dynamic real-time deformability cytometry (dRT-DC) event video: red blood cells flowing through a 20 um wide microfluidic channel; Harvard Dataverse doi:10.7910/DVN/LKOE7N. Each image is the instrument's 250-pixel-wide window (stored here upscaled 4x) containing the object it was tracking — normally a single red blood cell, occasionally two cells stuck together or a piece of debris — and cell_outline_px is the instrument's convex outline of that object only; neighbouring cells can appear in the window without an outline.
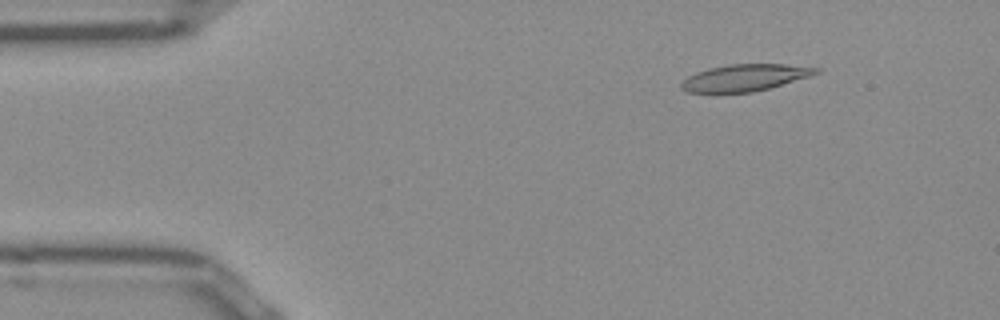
{"species": "Egyptian fruit bat (a non-hibernating species)", "species_latin": "Rousettus aegyptiacus", "temperature_condition": "room temperature", "stored_images_in_passage": 51, "camera_frame_rate_fps": 3000, "um_per_image_px": 0.085, "frame": {"image": 1, "passage_image": 6, "time_ms": 1.667, "image_size_px": [1000, 320], "cell_outline_px": [[820, 72], [808, 76], [768, 88], [752, 92], [688, 92], [680, 88], [680, 84], [688, 76], [696, 72], [708, 68], [728, 64], [784, 64], [820, 68]], "centroid_in_image_um": [63.27, 6.59], "position_along_channel_um": 21.7, "area_um2": 20.69}}
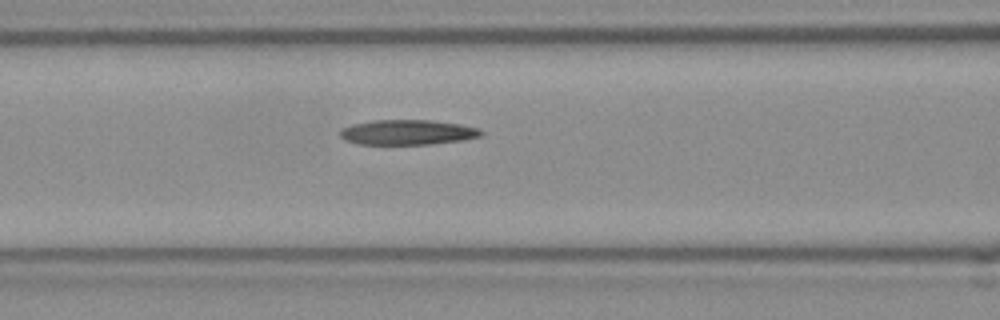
{"frame": {"image": 2, "passage_image": 20, "time_ms": 6.333, "image_size_px": [1000, 320], "cell_outline_px": [[484, 132], [480, 136], [460, 140], [428, 144], [360, 144], [344, 140], [340, 136], [340, 128], [352, 124], [372, 120], [432, 120], [460, 124], [480, 128]], "centroid_in_image_um": [34.61, 11.23], "position_along_channel_um": 132.0, "area_um2": 20.58}}
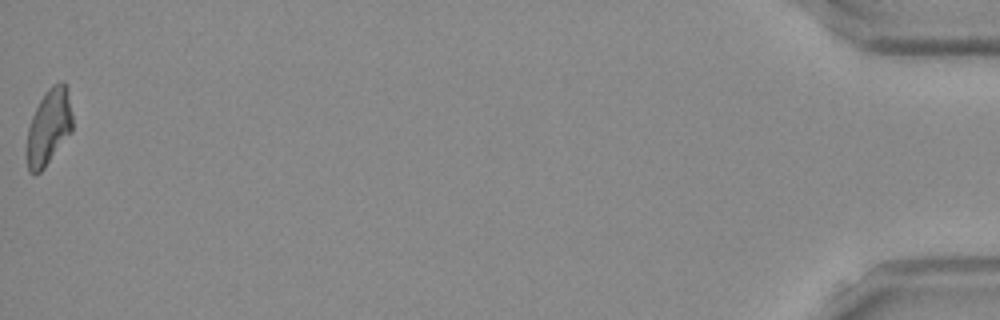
{"frame": {"image": 3, "passage_image": 51, "time_ms": 16.667, "image_size_px": [1000, 320], "cell_outline_px": [[72, 132], [44, 168], [36, 176], [28, 172], [28, 128], [32, 116], [40, 100], [48, 88], [52, 84], [60, 80], [64, 80], [68, 84], [72, 116]], "centroid_in_image_um": [4.19, 10.74], "position_along_channel_um": 431.0, "area_um2": 20.35}}